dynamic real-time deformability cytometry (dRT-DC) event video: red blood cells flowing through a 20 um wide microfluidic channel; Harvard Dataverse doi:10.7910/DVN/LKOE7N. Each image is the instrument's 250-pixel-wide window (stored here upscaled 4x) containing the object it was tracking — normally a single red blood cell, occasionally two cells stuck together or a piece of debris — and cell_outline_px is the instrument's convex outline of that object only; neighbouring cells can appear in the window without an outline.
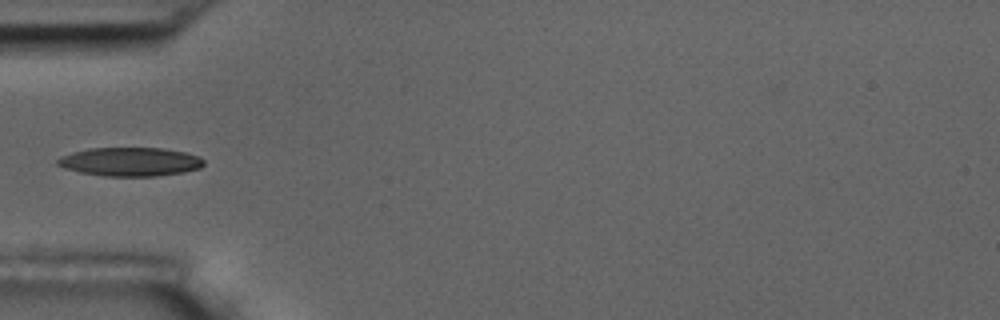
{"species": "common noctule bat (a hibernating species)", "species_latin": "Nyctalus noctula", "temperature_condition": "room temperature", "stored_images_in_passage": 4, "camera_frame_rate_fps": 3000, "um_per_image_px": 0.085, "animal": {"sex": "male", "body_mass_g": 17.5, "forearm_length_mm": 52.3}, "frame": {"image": 1, "passage_image": 4, "time_ms": 3.333, "image_size_px": [1000, 320], "cell_outline_px": [[204, 164], [200, 168], [184, 172], [156, 176], [104, 176], [80, 172], [64, 168], [56, 164], [56, 160], [60, 156], [72, 152], [88, 148], [160, 148], [184, 152], [200, 156], [204, 160]], "centroid_in_image_um": [11.05, 13.75], "position_along_channel_um": 74.0, "area_um2": 24.57}}